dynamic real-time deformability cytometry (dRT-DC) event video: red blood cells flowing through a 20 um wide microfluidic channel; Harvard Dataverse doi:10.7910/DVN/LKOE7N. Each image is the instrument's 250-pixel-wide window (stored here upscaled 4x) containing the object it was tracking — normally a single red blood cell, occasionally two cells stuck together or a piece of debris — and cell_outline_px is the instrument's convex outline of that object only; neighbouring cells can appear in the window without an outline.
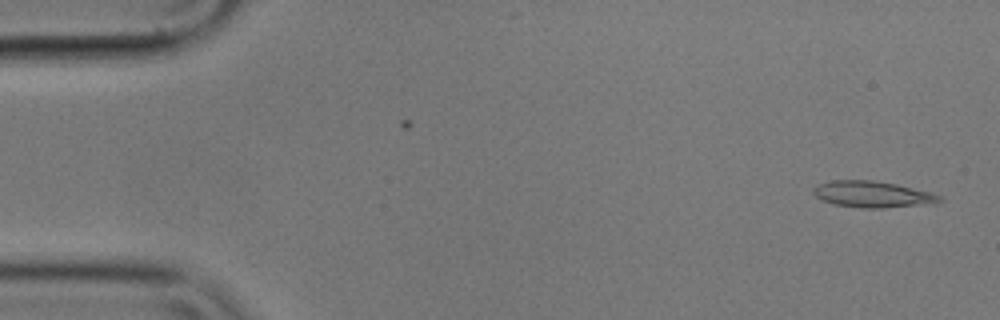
{"species": "common noctule bat (a hibernating species)", "species_latin": "Nyctalus noctula", "temperature_condition": "cold", "stored_images_in_passage": 14, "camera_frame_rate_fps": 3000, "um_per_image_px": 0.085, "animal": {"sex": "male", "body_mass_g": 17.9}, "frame": {"image": 1, "passage_image": 1, "time_ms": 0.0, "image_size_px": [1000, 320], "cell_outline_px": [[944, 200], [936, 204], [884, 208], [860, 208], [832, 204], [820, 200], [812, 192], [812, 188], [820, 184], [832, 180], [872, 180], [896, 184], [932, 192], [940, 196]], "centroid_in_image_um": [74.2, 16.53], "position_along_channel_um": 10.8, "area_um2": 19.71}}
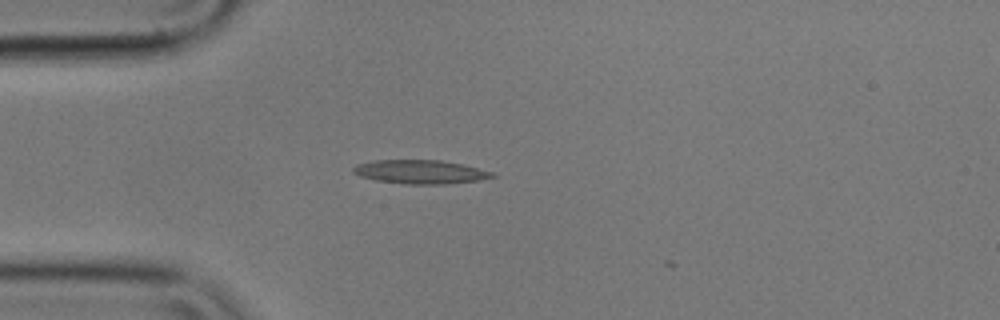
{"frame": {"image": 2, "passage_image": 13, "time_ms": 4.0, "image_size_px": [1000, 320], "cell_outline_px": [[496, 176], [476, 180], [444, 184], [404, 184], [376, 180], [360, 176], [352, 172], [352, 168], [356, 164], [372, 160], [440, 160], [464, 164], [492, 172]], "centroid_in_image_um": [35.67, 14.6], "position_along_channel_um": 49.3, "area_um2": 19.19}}